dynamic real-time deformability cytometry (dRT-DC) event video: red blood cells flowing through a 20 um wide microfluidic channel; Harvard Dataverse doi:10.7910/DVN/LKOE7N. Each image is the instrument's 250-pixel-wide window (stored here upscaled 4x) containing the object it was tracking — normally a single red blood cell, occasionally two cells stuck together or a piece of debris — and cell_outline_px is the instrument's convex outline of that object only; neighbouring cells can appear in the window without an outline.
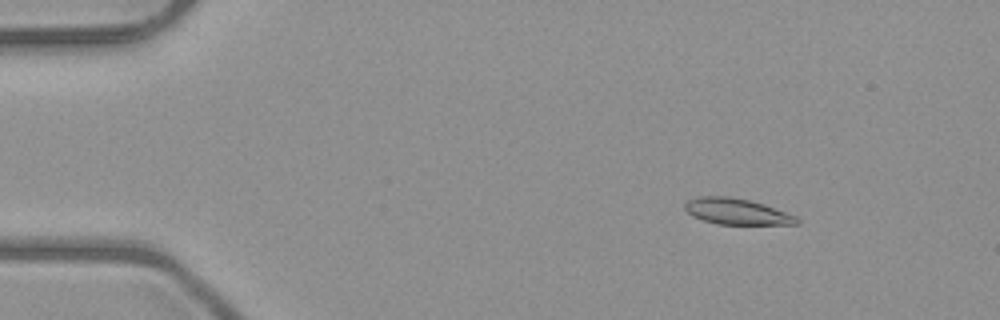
{"species": "common noctule bat (a hibernating species)", "species_latin": "Nyctalus noctula", "temperature_condition": "room temperature", "stored_images_in_passage": 14, "camera_frame_rate_fps": 3000, "um_per_image_px": 0.085, "animal": {"sex": "male", "body_mass_g": 23.1, "forearm_length_mm": 52.7}, "frame": {"image": 1, "passage_image": 5, "time_ms": 1.333, "image_size_px": [1000, 320], "cell_outline_px": [[800, 224], [716, 224], [692, 216], [684, 208], [684, 204], [688, 200], [696, 196], [728, 196], [748, 200], [764, 204], [796, 216], [800, 220]], "centroid_in_image_um": [62.6, 17.97], "position_along_channel_um": 22.4, "area_um2": 16.94}}